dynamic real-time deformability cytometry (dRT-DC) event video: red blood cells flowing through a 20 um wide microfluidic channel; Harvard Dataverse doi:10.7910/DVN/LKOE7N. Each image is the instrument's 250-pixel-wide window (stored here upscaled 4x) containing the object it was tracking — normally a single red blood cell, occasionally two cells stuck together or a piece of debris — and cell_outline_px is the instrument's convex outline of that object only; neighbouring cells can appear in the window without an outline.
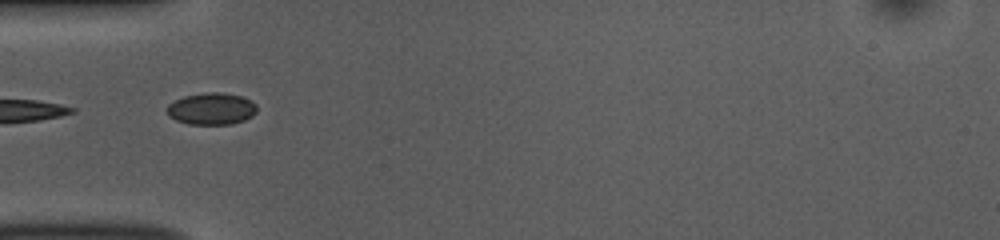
{"species": "common noctule bat (a hibernating species)", "species_latin": "Nyctalus noctula", "temperature_condition": "room temperature", "stored_images_in_passage": 19, "camera_frame_rate_fps": 3000, "um_per_image_px": 0.085, "animal": {"sex": "female", "body_mass_g": 10.0, "forearm_length_mm": 53.1}, "frame": {"image": 1, "passage_image": 1, "time_ms": 0.0, "image_size_px": [1000, 240], "cell_outline_px": [[256, 112], [252, 116], [244, 120], [232, 124], [188, 124], [176, 120], [168, 116], [168, 104], [184, 96], [208, 92], [220, 92], [240, 96], [256, 104]], "centroid_in_image_um": [17.97, 9.25], "position_along_channel_um": 67.0, "area_um2": 16.53}}